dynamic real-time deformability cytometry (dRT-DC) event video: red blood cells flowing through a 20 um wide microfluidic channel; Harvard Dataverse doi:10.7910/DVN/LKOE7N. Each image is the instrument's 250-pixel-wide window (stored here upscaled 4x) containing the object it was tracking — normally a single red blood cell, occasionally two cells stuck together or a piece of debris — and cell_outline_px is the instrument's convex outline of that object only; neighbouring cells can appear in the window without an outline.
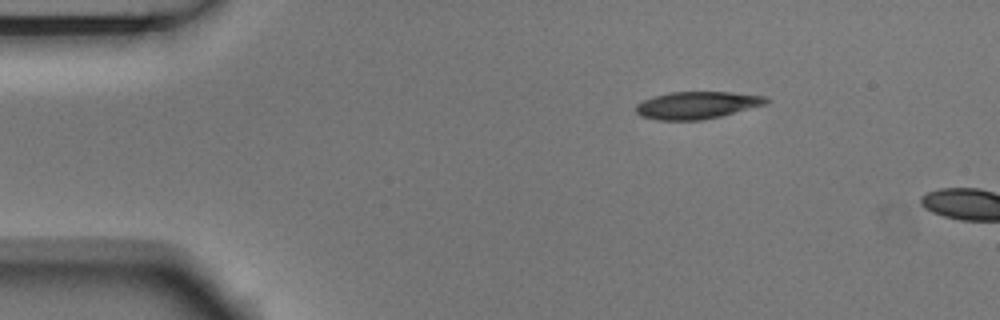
{"species": "Egyptian fruit bat (a non-hibernating species)", "species_latin": "Rousettus aegyptiacus", "temperature_condition": "room temperature", "stored_images_in_passage": 2, "camera_frame_rate_fps": 3000, "um_per_image_px": 0.085, "animal": {"sex": "male"}, "frame": {"image": 1, "passage_image": 1, "time_ms": 0.0, "image_size_px": [1000, 320], "cell_outline_px": [[768, 100], [764, 104], [720, 116], [700, 120], [656, 120], [640, 116], [636, 112], [636, 104], [652, 96], [668, 92], [732, 92], [764, 96]], "centroid_in_image_um": [59.16, 8.93], "position_along_channel_um": 25.8, "area_um2": 20.52}}